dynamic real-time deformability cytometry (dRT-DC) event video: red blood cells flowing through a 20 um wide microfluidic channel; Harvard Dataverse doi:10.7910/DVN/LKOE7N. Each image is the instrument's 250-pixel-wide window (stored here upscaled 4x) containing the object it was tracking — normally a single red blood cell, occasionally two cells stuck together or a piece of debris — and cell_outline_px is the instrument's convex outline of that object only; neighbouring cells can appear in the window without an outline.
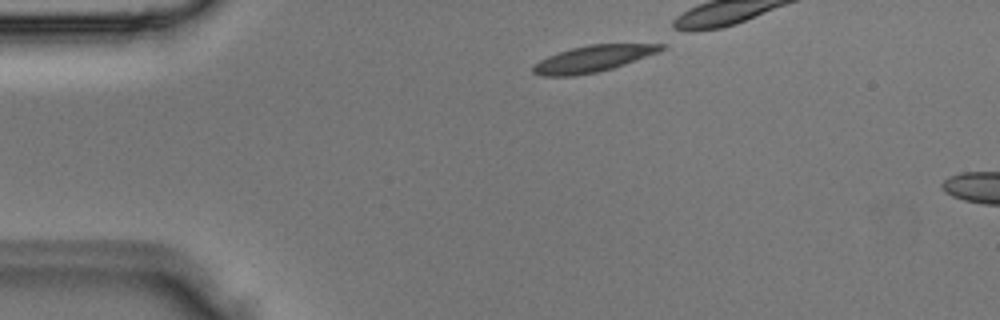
{"species": "Egyptian fruit bat (a non-hibernating species)", "species_latin": "Rousettus aegyptiacus", "temperature_condition": "room temperature", "stored_images_in_passage": 3, "camera_frame_rate_fps": 3000, "um_per_image_px": 0.085, "animal": {"sex": "male"}, "frame": {"image": 1, "passage_image": 1, "time_ms": 0.0, "image_size_px": [1000, 320], "cell_outline_px": [[668, 48], [624, 64], [600, 72], [572, 76], [540, 76], [532, 72], [532, 64], [548, 56], [572, 48], [588, 44], [664, 40], [668, 40]], "centroid_in_image_um": [50.62, 4.91], "position_along_channel_um": 34.4, "area_um2": 20.92}}